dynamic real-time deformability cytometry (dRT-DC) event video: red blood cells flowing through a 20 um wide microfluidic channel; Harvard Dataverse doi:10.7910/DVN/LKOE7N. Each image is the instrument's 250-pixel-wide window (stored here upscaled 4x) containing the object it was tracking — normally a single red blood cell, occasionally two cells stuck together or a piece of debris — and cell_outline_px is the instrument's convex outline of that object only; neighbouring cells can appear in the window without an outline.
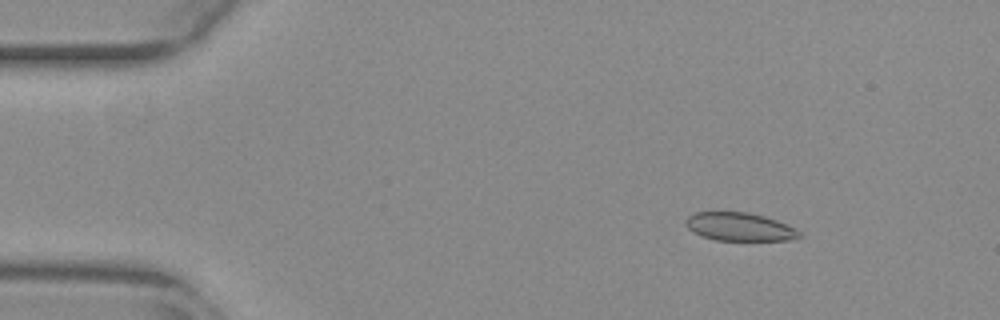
{"species": "common noctule bat (a hibernating species)", "species_latin": "Nyctalus noctula", "temperature_condition": "warm", "stored_images_in_passage": 53, "camera_frame_rate_fps": 3000, "um_per_image_px": 0.085, "animal": {"sex": "female", "body_mass_g": 29.2, "forearm_length_mm": 56.3}, "frame": {"image": 1, "passage_image": 7, "time_ms": 2.0, "image_size_px": [1000, 320], "cell_outline_px": [[804, 236], [788, 240], [716, 240], [692, 232], [684, 224], [684, 220], [688, 216], [696, 212], [748, 212], [764, 216], [776, 220], [796, 228]], "centroid_in_image_um": [62.86, 19.27], "position_along_channel_um": 22.1, "area_um2": 18.73}}
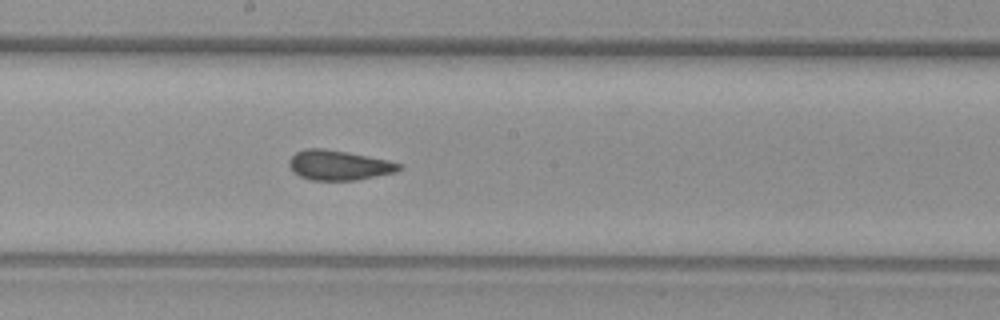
{"frame": {"image": 2, "passage_image": 29, "time_ms": 9.333, "image_size_px": [1000, 320], "cell_outline_px": [[404, 168], [396, 172], [356, 180], [312, 180], [300, 176], [288, 164], [288, 160], [296, 152], [308, 148], [324, 148], [348, 152], [388, 160], [400, 164]], "centroid_in_image_um": [28.82, 14.03], "position_along_channel_um": 219.4, "area_um2": 19.02}}
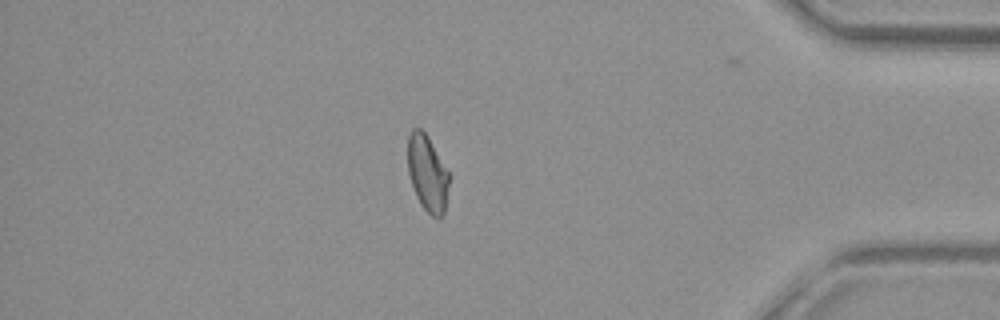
{"frame": {"image": 3, "passage_image": 46, "time_ms": 15.0, "image_size_px": [1000, 320], "cell_outline_px": [[448, 184], [444, 212], [440, 220], [436, 220], [420, 204], [416, 196], [408, 172], [408, 136], [412, 128], [420, 128], [428, 136], [448, 172]], "centroid_in_image_um": [36.31, 14.74], "position_along_channel_um": 398.9, "area_um2": 18.15}, "authors_computed_cell_mechanics": {"area_um2": 19.5942, "velocity_mm_per_s": 3.8434, "shape_relaxation_time_tau1_ms": null, "shape_relaxation_time_tau2_ms": 1.2882, "deformation_change_tau1": null, "deformation_change_tau2": 0.0525}}